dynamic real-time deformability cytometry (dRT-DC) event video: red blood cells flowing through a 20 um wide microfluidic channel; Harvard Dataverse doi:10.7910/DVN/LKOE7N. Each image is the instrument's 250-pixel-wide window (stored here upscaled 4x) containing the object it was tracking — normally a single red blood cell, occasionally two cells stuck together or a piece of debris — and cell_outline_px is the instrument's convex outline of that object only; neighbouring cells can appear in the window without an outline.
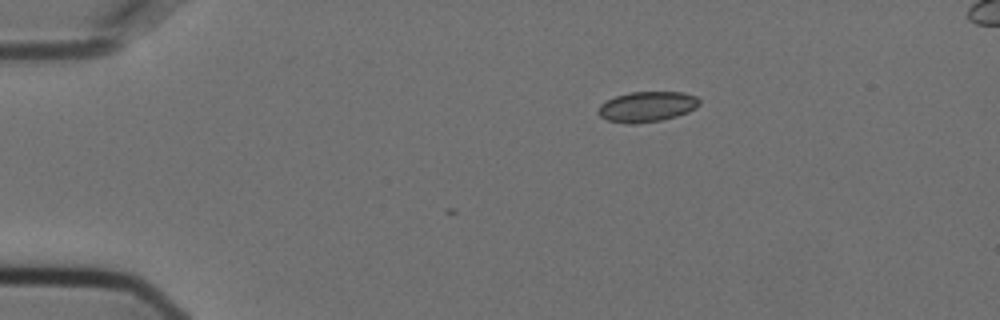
{"species": "Egyptian fruit bat (a non-hibernating species)", "species_latin": "Rousettus aegyptiacus", "temperature_condition": "cold", "stored_images_in_passage": 4, "camera_frame_rate_fps": 3000, "um_per_image_px": 0.085, "animal": {"sex": "female"}, "frame": {"image": 1, "passage_image": 1, "time_ms": 0.0, "image_size_px": [1000, 320], "cell_outline_px": [[700, 104], [696, 108], [688, 112], [676, 116], [660, 120], [636, 124], [628, 124], [608, 120], [600, 116], [596, 112], [600, 104], [616, 96], [628, 92], [684, 92], [696, 96], [700, 100]], "centroid_in_image_um": [54.99, 9.06], "position_along_channel_um": 30.0, "area_um2": 17.98}}